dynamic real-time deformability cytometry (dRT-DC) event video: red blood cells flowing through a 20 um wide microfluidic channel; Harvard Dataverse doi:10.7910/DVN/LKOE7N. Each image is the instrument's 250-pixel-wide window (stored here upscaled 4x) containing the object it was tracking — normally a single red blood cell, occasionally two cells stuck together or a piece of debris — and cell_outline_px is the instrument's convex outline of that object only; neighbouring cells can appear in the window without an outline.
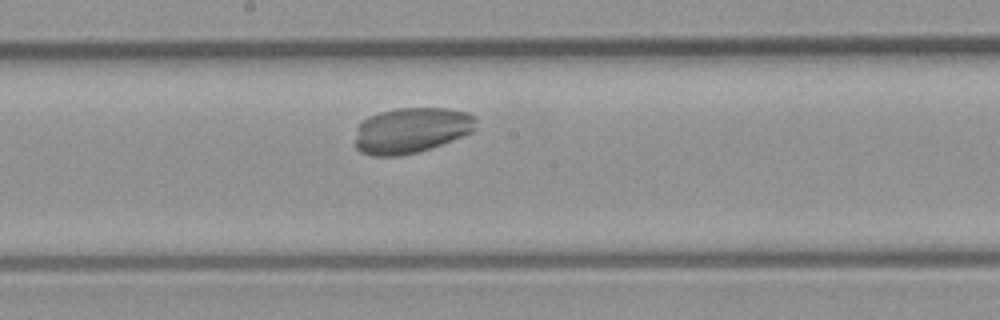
{"species": "common noctule bat (a hibernating species)", "species_latin": "Nyctalus noctula", "temperature_condition": "room temperature", "stored_images_in_passage": 32, "camera_frame_rate_fps": 3000, "um_per_image_px": 0.085, "animal": {"sex": "male", "body_mass_g": 23.1, "forearm_length_mm": 52.7}, "frame": {"image": 1, "passage_image": 13, "time_ms": 4.0, "image_size_px": [1000, 320], "cell_outline_px": [[476, 128], [472, 132], [452, 140], [416, 152], [400, 156], [372, 156], [360, 152], [356, 148], [356, 128], [368, 116], [380, 112], [396, 108], [448, 108], [468, 112], [476, 116]], "centroid_in_image_um": [34.96, 11.06], "position_along_channel_um": 213.2, "area_um2": 32.19}}
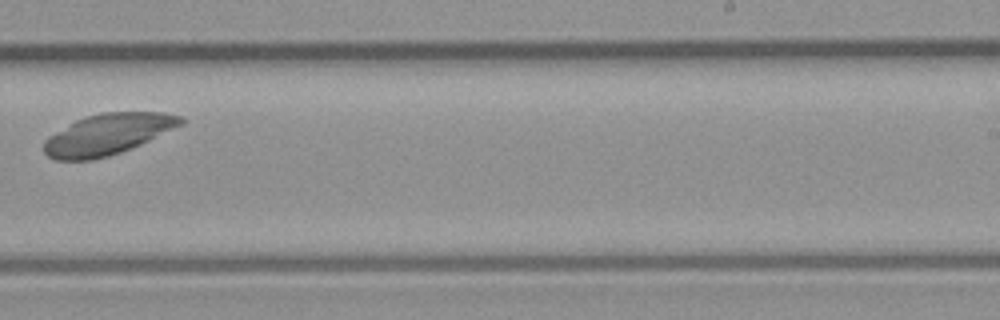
{"frame": {"image": 2, "passage_image": 17, "time_ms": 5.333, "image_size_px": [1000, 320], "cell_outline_px": [[188, 120], [184, 124], [140, 144], [120, 152], [108, 156], [92, 160], [56, 160], [48, 156], [44, 152], [44, 140], [48, 136], [76, 120], [84, 116], [100, 112], [164, 112], [184, 116]], "centroid_in_image_um": [9.19, 11.39], "position_along_channel_um": 279.8, "area_um2": 32.77}}
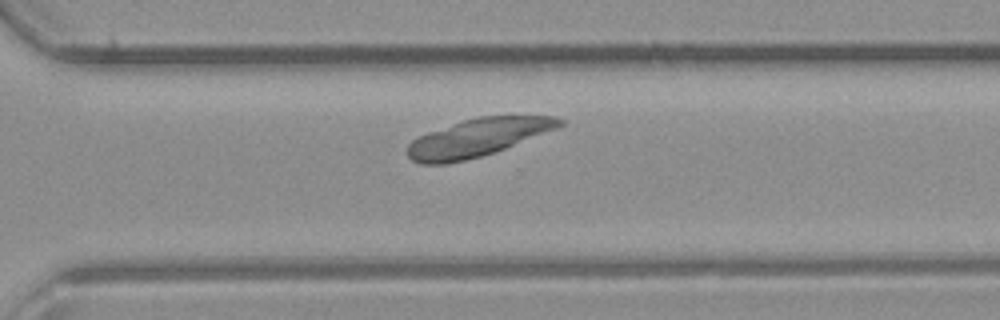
{"frame": {"image": 3, "passage_image": 20, "time_ms": 6.333, "image_size_px": [1000, 320], "cell_outline_px": [[568, 120], [560, 128], [504, 148], [480, 156], [464, 160], [444, 164], [420, 164], [412, 160], [408, 156], [408, 144], [412, 140], [428, 132], [464, 120], [480, 116], [556, 116]], "centroid_in_image_um": [40.66, 11.68], "position_along_channel_um": 329.9, "area_um2": 33.23}}